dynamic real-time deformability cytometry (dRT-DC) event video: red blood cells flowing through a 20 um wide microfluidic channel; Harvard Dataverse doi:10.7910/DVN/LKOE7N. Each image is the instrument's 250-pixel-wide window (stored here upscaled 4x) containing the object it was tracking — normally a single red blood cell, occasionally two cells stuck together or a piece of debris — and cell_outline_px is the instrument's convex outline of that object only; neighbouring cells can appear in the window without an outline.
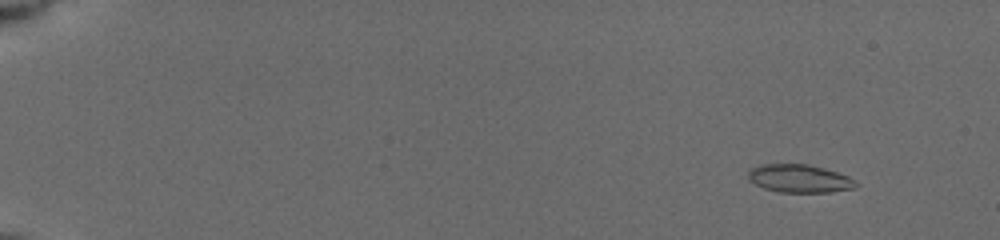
{"species": "common noctule bat (a hibernating species)", "species_latin": "Nyctalus noctula", "temperature_condition": "cold", "stored_images_in_passage": 39, "camera_frame_rate_fps": 3000, "um_per_image_px": 0.085, "animal": {"sex": "female", "body_mass_g": 19.5, "forearm_length_mm": 54.1}, "frame": {"image": 1, "passage_image": 7, "time_ms": 1.667, "image_size_px": [1000, 240], "cell_outline_px": [[856, 188], [828, 192], [780, 192], [764, 188], [748, 180], [748, 172], [752, 168], [760, 164], [808, 164], [824, 168], [848, 176], [856, 184]], "centroid_in_image_um": [67.91, 15.17], "position_along_channel_um": 17.1, "area_um2": 17.46}}
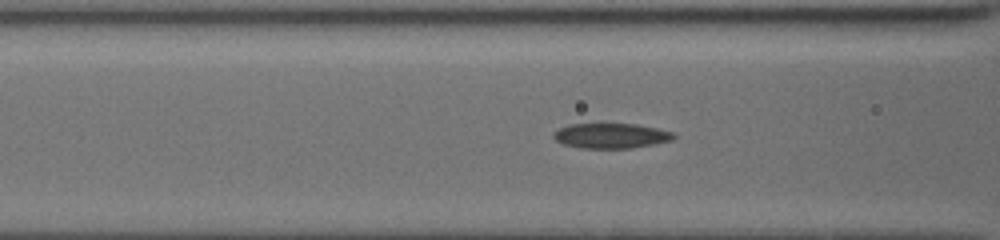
{"frame": {"image": 2, "passage_image": 31, "time_ms": 8.0, "image_size_px": [1000, 240], "cell_outline_px": [[676, 136], [672, 140], [656, 144], [632, 148], [580, 148], [564, 144], [556, 140], [552, 136], [560, 128], [568, 124], [600, 120], [636, 124], [676, 132]], "centroid_in_image_um": [51.94, 11.48], "position_along_channel_um": 114.7, "area_um2": 18.55}}
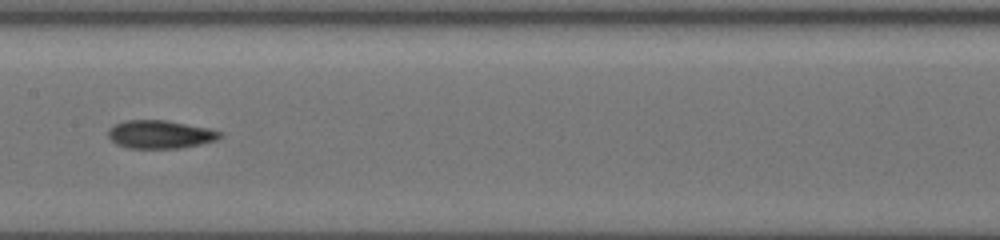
{"frame": {"image": 3, "passage_image": 38, "time_ms": 10.0, "image_size_px": [1000, 240], "cell_outline_px": [[224, 136], [216, 140], [200, 144], [180, 148], [128, 148], [116, 144], [108, 136], [108, 128], [124, 120], [164, 120], [212, 128], [224, 132]], "centroid_in_image_um": [13.66, 11.42], "position_along_channel_um": 193.7, "area_um2": 18.55}}